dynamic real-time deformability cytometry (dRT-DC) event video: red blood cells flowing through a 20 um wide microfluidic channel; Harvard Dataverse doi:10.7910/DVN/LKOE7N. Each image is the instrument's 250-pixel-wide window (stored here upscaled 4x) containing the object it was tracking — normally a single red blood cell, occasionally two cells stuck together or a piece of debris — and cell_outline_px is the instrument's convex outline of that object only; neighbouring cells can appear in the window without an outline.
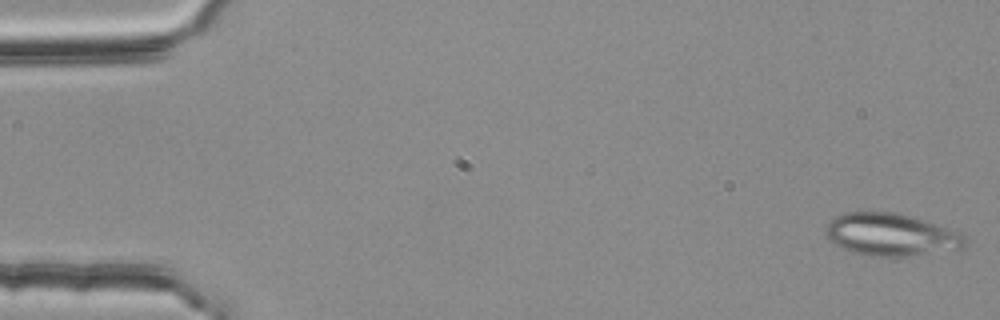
{"species": "common noctule bat (a hibernating species)", "species_latin": "Nyctalus noctula", "temperature_condition": "room temperature", "stored_images_in_passage": 53, "camera_frame_rate_fps": 3000, "um_per_image_px": 0.085, "animal": {"sex": "female", "body_mass_g": 25.1}, "frame": {"image": 1, "passage_image": 1, "time_ms": 0.0, "image_size_px": [1000, 320], "cell_outline_px": [[968, 244], [964, 248], [912, 256], [868, 256], [844, 248], [836, 244], [828, 236], [824, 228], [836, 216], [844, 212], [896, 212], [916, 216], [960, 232], [968, 236]], "centroid_in_image_um": [75.84, 19.93], "position_along_channel_um": 9.2, "area_um2": 34.74}}
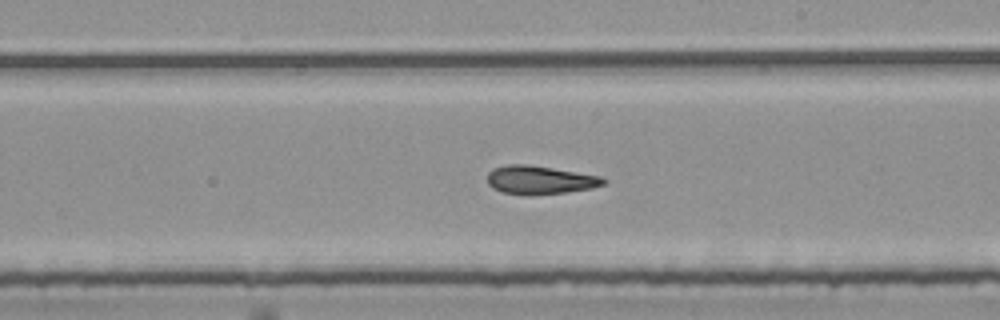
{"frame": {"image": 2, "passage_image": 31, "time_ms": 10.0, "image_size_px": [1000, 320], "cell_outline_px": [[608, 180], [604, 184], [592, 188], [564, 192], [528, 196], [504, 192], [488, 184], [488, 172], [492, 168], [504, 164], [524, 164], [552, 168], [600, 176]], "centroid_in_image_um": [45.87, 15.29], "position_along_channel_um": 243.1, "area_um2": 19.13}}
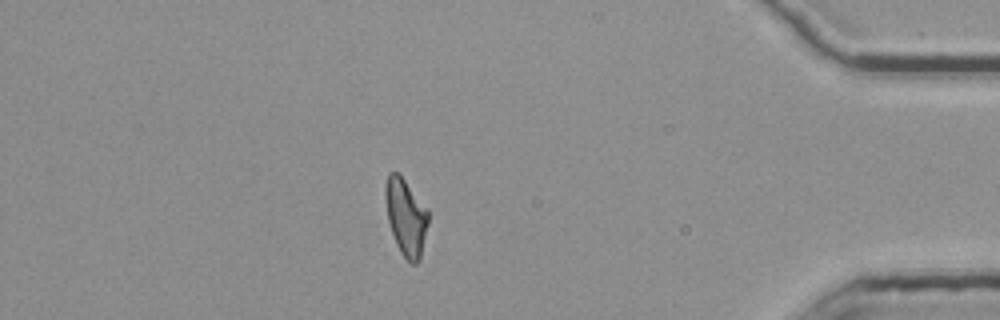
{"frame": {"image": 3, "passage_image": 47, "time_ms": 15.333, "image_size_px": [1000, 320], "cell_outline_px": [[428, 224], [420, 260], [416, 264], [412, 264], [400, 252], [396, 244], [388, 220], [384, 192], [384, 188], [388, 172], [400, 172], [428, 208]], "centroid_in_image_um": [34.51, 18.39], "position_along_channel_um": 400.7, "area_um2": 19.54}, "authors_computed_cell_mechanics": {"area_um2": 19.5364, "velocity_mm_per_s": 3.7772, "shape_relaxation_time_tau1_ms": null, "shape_relaxation_time_tau2_ms": 3.1573, "deformation_change_tau1": null, "deformation_change_tau2": 0.126}}